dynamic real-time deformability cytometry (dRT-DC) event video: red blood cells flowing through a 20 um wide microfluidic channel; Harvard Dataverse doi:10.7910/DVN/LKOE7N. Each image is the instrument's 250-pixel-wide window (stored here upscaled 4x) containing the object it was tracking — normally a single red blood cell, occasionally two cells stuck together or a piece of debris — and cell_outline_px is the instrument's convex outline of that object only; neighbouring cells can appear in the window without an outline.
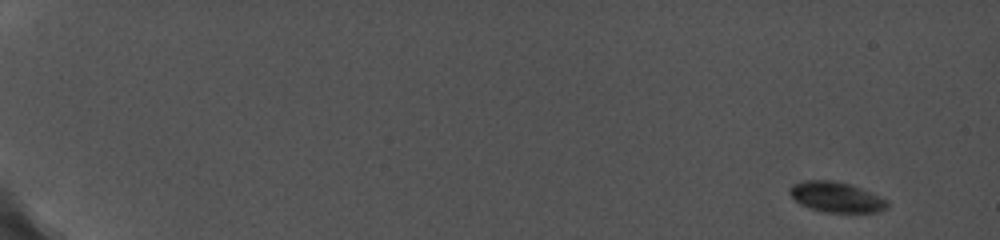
{"species": "common noctule bat (a hibernating species)", "species_latin": "Nyctalus noctula", "temperature_condition": "cold", "stored_images_in_passage": 9, "camera_frame_rate_fps": 5000, "um_per_image_px": 0.085, "animal": {"sex": "female", "body_mass_g": 19.0, "forearm_length_mm": 56.7}, "frame": {"image": 1, "passage_image": 1, "time_ms": 0.0, "image_size_px": [1000, 240], "cell_outline_px": [[888, 208], [876, 212], [828, 212], [812, 208], [796, 200], [788, 192], [788, 188], [792, 184], [804, 180], [832, 180], [852, 184], [880, 196], [888, 200]], "centroid_in_image_um": [71.11, 16.73], "position_along_channel_um": 13.9, "area_um2": 17.17}}
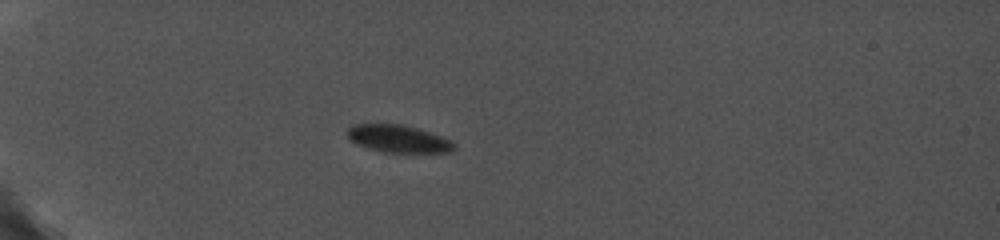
{"frame": {"image": 2, "passage_image": 7, "time_ms": 5.2, "image_size_px": [1000, 240], "cell_outline_px": [[456, 148], [448, 152], [384, 152], [368, 148], [356, 144], [348, 136], [348, 128], [352, 124], [404, 124], [452, 140], [456, 144]], "centroid_in_image_um": [33.86, 11.79], "position_along_channel_um": 51.1, "area_um2": 16.94}}
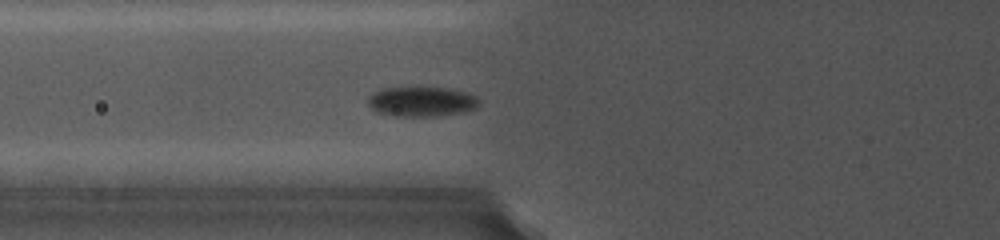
{"frame": {"image": 3, "passage_image": 9, "time_ms": 7.2, "image_size_px": [1000, 240], "cell_outline_px": [[480, 104], [476, 108], [460, 112], [440, 116], [396, 116], [376, 112], [368, 104], [368, 96], [372, 92], [380, 88], [408, 84], [412, 84], [452, 88], [468, 92], [476, 96], [480, 100]], "centroid_in_image_um": [35.81, 8.56], "position_along_channel_um": 90.0, "area_um2": 20.58}}